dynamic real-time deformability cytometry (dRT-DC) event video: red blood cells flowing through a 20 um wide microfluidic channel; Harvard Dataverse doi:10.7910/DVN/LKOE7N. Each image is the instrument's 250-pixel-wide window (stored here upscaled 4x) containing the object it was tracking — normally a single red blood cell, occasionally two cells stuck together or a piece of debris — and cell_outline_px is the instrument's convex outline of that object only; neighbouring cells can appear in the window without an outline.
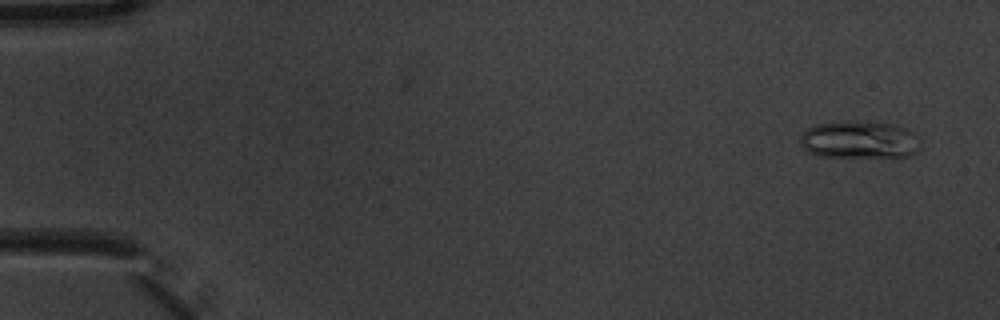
{"species": "common noctule bat (a hibernating species)", "species_latin": "Nyctalus noctula", "temperature_condition": "warm", "stored_images_in_passage": 6, "camera_frame_rate_fps": 3000, "um_per_image_px": 0.085, "animal": {"sex": "male", "body_mass_g": 20.1, "forearm_length_mm": 53.5}, "frame": {"image": 1, "passage_image": 1, "time_ms": 0.0, "image_size_px": [1000, 320], "cell_outline_px": [[920, 140], [916, 148], [908, 156], [820, 156], [808, 152], [800, 144], [800, 136], [808, 128], [816, 124], [844, 120], [860, 120], [892, 124], [916, 132]], "centroid_in_image_um": [73.01, 11.84], "position_along_channel_um": 12.0, "area_um2": 26.24}}
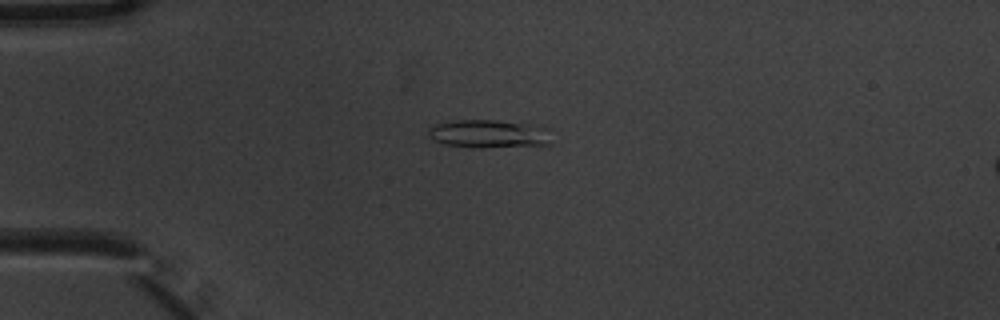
{"frame": {"image": 2, "passage_image": 4, "time_ms": 1.0, "image_size_px": [1000, 320], "cell_outline_px": [[552, 144], [480, 148], [476, 148], [444, 144], [432, 140], [428, 136], [428, 128], [436, 124], [452, 120], [496, 120], [532, 124], [552, 128]], "centroid_in_image_um": [41.62, 11.37], "position_along_channel_um": 43.4, "area_um2": 20.81}}